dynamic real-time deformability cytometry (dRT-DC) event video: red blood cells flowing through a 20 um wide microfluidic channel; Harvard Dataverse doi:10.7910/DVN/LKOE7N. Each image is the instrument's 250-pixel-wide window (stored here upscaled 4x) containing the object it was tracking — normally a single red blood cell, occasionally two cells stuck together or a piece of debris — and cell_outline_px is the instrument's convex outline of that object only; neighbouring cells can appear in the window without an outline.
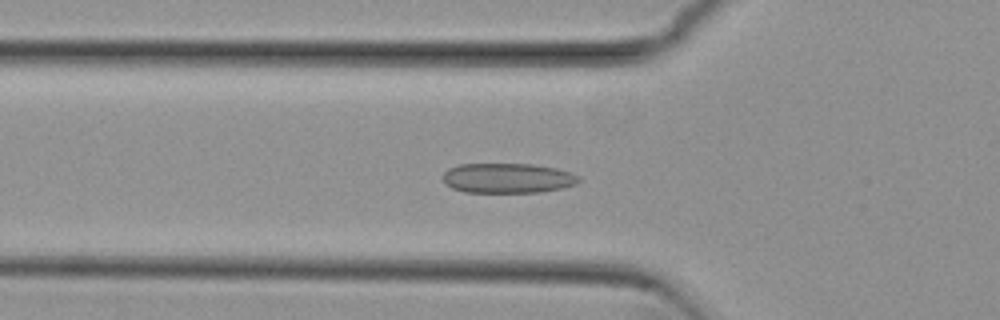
{"species": "common noctule bat (a hibernating species)", "species_latin": "Nyctalus noctula", "temperature_condition": "cold", "stored_images_in_passage": 45, "camera_frame_rate_fps": 3000, "um_per_image_px": 0.085, "animal": {"sex": "female", "body_mass_g": 29.2, "forearm_length_mm": 56.3}, "frame": {"image": 1, "passage_image": 10, "time_ms": 3.0, "image_size_px": [1000, 320], "cell_outline_px": [[580, 180], [576, 184], [564, 188], [540, 192], [464, 192], [452, 188], [444, 184], [444, 172], [448, 168], [460, 164], [532, 164], [556, 168], [580, 176]], "centroid_in_image_um": [43.15, 15.14], "position_along_channel_um": 82.7, "area_um2": 23.76}}
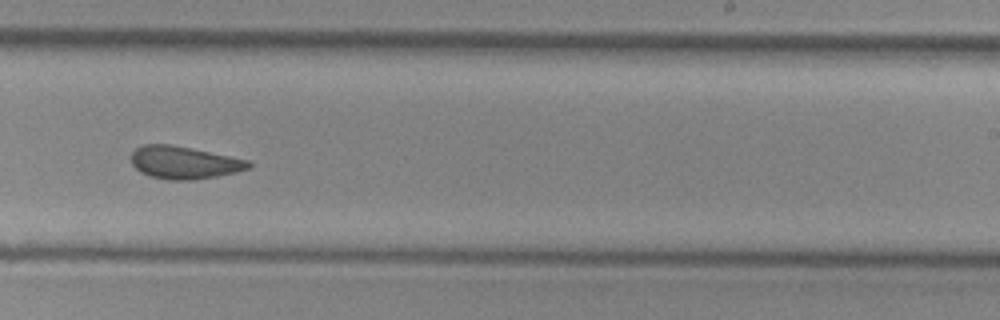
{"frame": {"image": 2, "passage_image": 25, "time_ms": 8.0, "image_size_px": [1000, 320], "cell_outline_px": [[252, 168], [236, 172], [196, 180], [168, 180], [148, 176], [140, 172], [132, 164], [132, 152], [136, 148], [144, 144], [168, 144], [248, 160], [252, 164]], "centroid_in_image_um": [15.63, 13.83], "position_along_channel_um": 273.4, "area_um2": 22.14}}
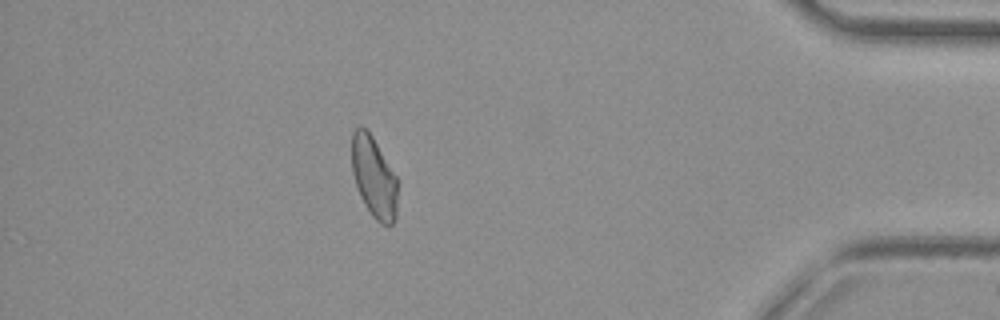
{"frame": {"image": 3, "passage_image": 39, "time_ms": 12.667, "image_size_px": [1000, 320], "cell_outline_px": [[396, 220], [392, 224], [380, 224], [372, 216], [364, 204], [360, 196], [352, 172], [352, 132], [360, 124], [372, 136], [396, 176]], "centroid_in_image_um": [31.76, 15.07], "position_along_channel_um": 403.4, "area_um2": 21.39}, "authors_computed_cell_mechanics": {"area_um2": 22.7154, "velocity_mm_per_s": 3.8064, "shape_relaxation_time_tau1_ms": null, "shape_relaxation_time_tau2_ms": 2.0672, "deformation_change_tau1": null, "deformation_change_tau2": 0.0802}}